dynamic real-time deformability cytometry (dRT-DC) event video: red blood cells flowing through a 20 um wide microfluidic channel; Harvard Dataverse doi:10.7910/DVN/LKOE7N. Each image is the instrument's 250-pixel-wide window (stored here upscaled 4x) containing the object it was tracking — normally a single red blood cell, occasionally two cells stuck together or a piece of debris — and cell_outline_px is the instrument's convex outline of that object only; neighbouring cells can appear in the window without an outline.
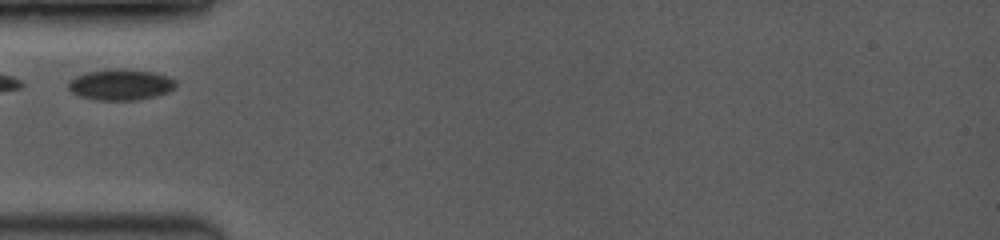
{"species": "common noctule bat (a hibernating species)", "species_latin": "Nyctalus noctula", "temperature_condition": "room temperature", "stored_images_in_passage": 4, "camera_frame_rate_fps": 3500, "um_per_image_px": 0.085, "animal": {"sex": "female", "body_mass_g": 19.0, "forearm_length_mm": 53.3}, "frame": {"image": 1, "passage_image": 1, "time_ms": 0.0, "image_size_px": [1000, 240], "cell_outline_px": [[176, 84], [168, 92], [156, 96], [136, 100], [96, 100], [80, 96], [72, 92], [68, 88], [68, 80], [76, 76], [88, 72], [116, 68], [124, 68], [152, 72], [176, 80]], "centroid_in_image_um": [10.22, 7.19], "position_along_channel_um": 74.8, "area_um2": 19.31}}
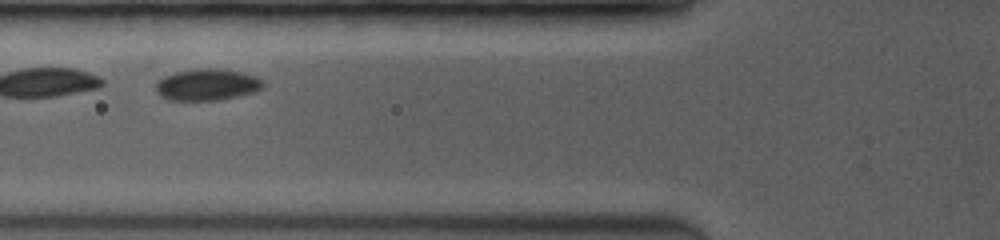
{"frame": {"image": 2, "passage_image": 2, "time_ms": 0.857, "image_size_px": [1000, 240], "cell_outline_px": [[264, 84], [256, 92], [220, 100], [168, 100], [160, 96], [156, 92], [156, 84], [164, 76], [172, 72], [196, 68], [220, 68], [240, 72], [256, 76]], "centroid_in_image_um": [17.57, 7.19], "position_along_channel_um": 108.2, "area_um2": 19.88}}